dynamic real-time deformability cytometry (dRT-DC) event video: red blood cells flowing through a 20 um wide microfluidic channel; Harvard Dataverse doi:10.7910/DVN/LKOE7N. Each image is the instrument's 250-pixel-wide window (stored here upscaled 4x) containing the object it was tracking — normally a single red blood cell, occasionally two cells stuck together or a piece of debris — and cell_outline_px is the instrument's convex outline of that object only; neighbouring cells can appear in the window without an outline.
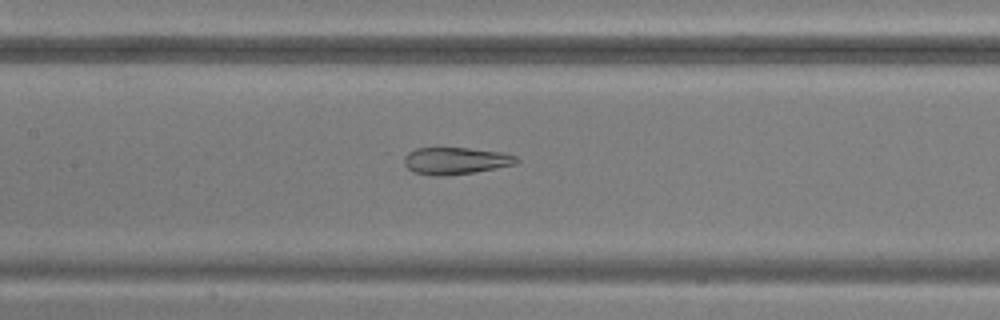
{"species": "common noctule bat (a hibernating species)", "species_latin": "Nyctalus noctula", "temperature_condition": "warm", "stored_images_in_passage": 49, "camera_frame_rate_fps": 3000, "um_per_image_px": 0.085, "animal": {"sex": "male", "body_mass_g": 20.5, "forearm_length_mm": 52.5}, "frame": {"image": 1, "passage_image": 23, "time_ms": 7.333, "image_size_px": [1000, 320], "cell_outline_px": [[520, 160], [516, 164], [472, 172], [412, 172], [404, 164], [404, 156], [408, 152], [416, 148], [468, 148], [500, 152], [516, 156]], "centroid_in_image_um": [38.76, 13.6], "position_along_channel_um": 168.6, "area_um2": 16.59}}
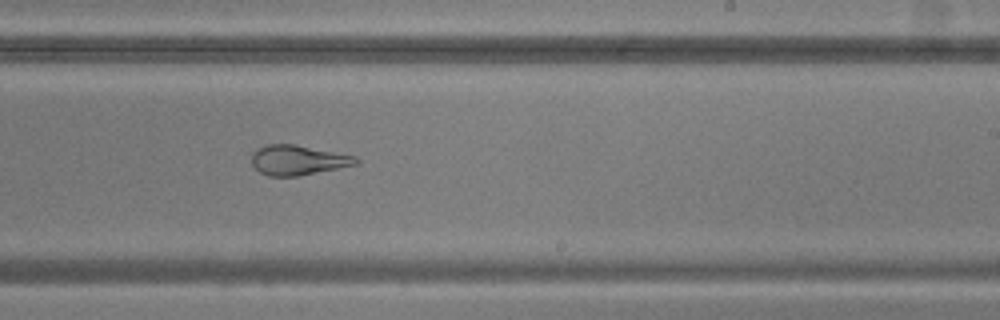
{"frame": {"image": 2, "passage_image": 30, "time_ms": 9.667, "image_size_px": [1000, 320], "cell_outline_px": [[360, 160], [356, 164], [296, 176], [268, 176], [260, 172], [252, 164], [252, 152], [256, 148], [268, 144], [292, 144], [356, 156]], "centroid_in_image_um": [25.28, 13.6], "position_along_channel_um": 263.7, "area_um2": 17.86}}
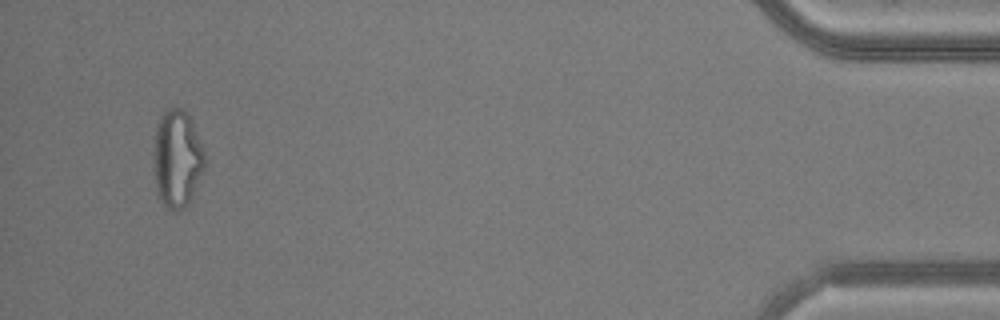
{"frame": {"image": 3, "passage_image": 47, "time_ms": 15.333, "image_size_px": [1000, 320], "cell_outline_px": [[204, 168], [192, 196], [188, 204], [184, 208], [176, 212], [172, 212], [160, 200], [156, 192], [152, 168], [152, 152], [156, 128], [160, 116], [168, 108], [184, 108], [192, 124], [204, 152]], "centroid_in_image_um": [14.99, 13.53], "position_along_channel_um": 420.2, "area_um2": 29.3}}